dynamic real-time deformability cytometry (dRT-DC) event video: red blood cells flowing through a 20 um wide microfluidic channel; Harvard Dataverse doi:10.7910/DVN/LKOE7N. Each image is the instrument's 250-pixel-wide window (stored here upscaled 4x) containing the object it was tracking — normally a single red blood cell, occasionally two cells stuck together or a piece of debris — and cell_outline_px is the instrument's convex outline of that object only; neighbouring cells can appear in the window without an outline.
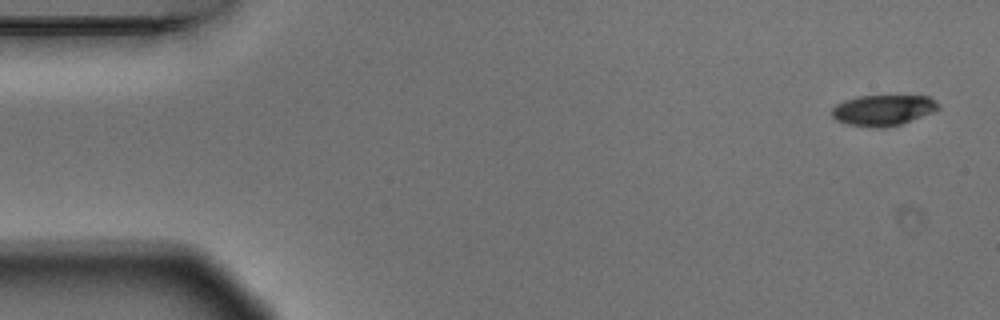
{"species": "Egyptian fruit bat (a non-hibernating species)", "species_latin": "Rousettus aegyptiacus", "temperature_condition": "warm", "stored_images_in_passage": 4, "camera_frame_rate_fps": 3000, "um_per_image_px": 0.085, "animal": {"sex": "male"}, "frame": {"image": 1, "passage_image": 1, "time_ms": 0.0, "image_size_px": [1000, 320], "cell_outline_px": [[940, 108], [936, 112], [888, 128], [872, 128], [848, 124], [836, 120], [832, 116], [832, 108], [836, 104], [844, 100], [860, 96], [928, 96], [936, 100], [940, 104]], "centroid_in_image_um": [75.1, 9.37], "position_along_channel_um": 9.9, "area_um2": 19.36}}
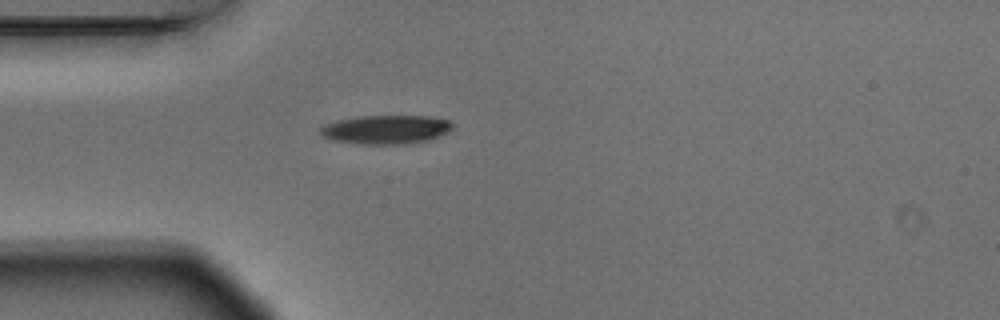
{"frame": {"image": 2, "passage_image": 4, "time_ms": 1.0, "image_size_px": [1000, 320], "cell_outline_px": [[452, 128], [448, 132], [428, 140], [404, 144], [364, 144], [332, 140], [320, 136], [320, 128], [324, 124], [356, 116], [428, 116], [448, 120], [452, 124]], "centroid_in_image_um": [32.77, 11.01], "position_along_channel_um": 52.2, "area_um2": 22.14}}